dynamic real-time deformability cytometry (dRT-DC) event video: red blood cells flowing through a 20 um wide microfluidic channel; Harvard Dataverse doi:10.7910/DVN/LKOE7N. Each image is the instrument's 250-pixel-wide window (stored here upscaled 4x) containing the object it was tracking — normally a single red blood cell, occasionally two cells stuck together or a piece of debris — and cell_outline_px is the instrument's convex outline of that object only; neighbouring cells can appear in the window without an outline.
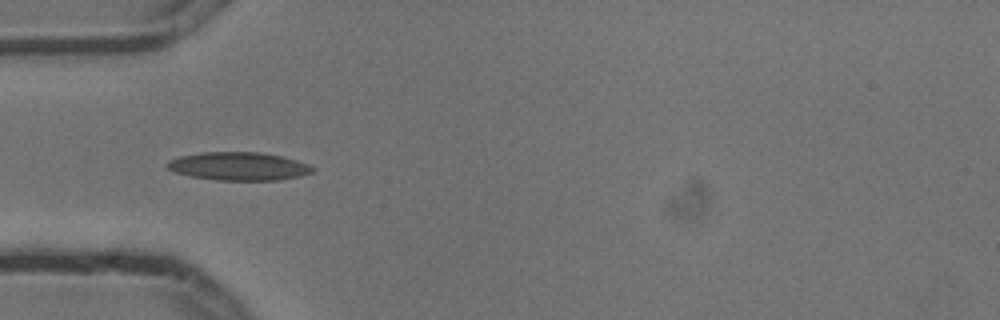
{"species": "common noctule bat (a hibernating species)", "species_latin": "Nyctalus noctula", "temperature_condition": "cold", "stored_images_in_passage": 7, "camera_frame_rate_fps": 3000, "um_per_image_px": 0.085, "animal": {"sex": "male", "body_mass_g": 13.3}, "frame": {"image": 1, "passage_image": 5, "time_ms": 1.333, "image_size_px": [1000, 320], "cell_outline_px": [[316, 168], [312, 172], [300, 176], [280, 180], [216, 180], [192, 176], [176, 172], [168, 168], [164, 164], [168, 160], [180, 156], [200, 152], [260, 152], [280, 156], [296, 160], [308, 164]], "centroid_in_image_um": [20.28, 14.13], "position_along_channel_um": 64.7, "area_um2": 23.87}}
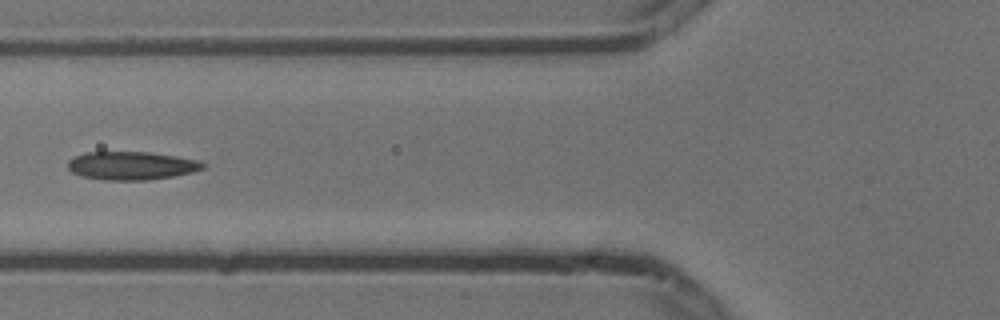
{"frame": {"image": 2, "passage_image": 6, "time_ms": 1.667, "image_size_px": [1000, 320], "cell_outline_px": [[204, 168], [192, 172], [172, 176], [148, 180], [104, 180], [80, 176], [72, 172], [68, 168], [68, 160], [76, 156], [88, 152], [148, 152], [176, 156], [200, 160], [204, 164]], "centroid_in_image_um": [11.17, 14.08], "position_along_channel_um": 114.6, "area_um2": 22.2}}
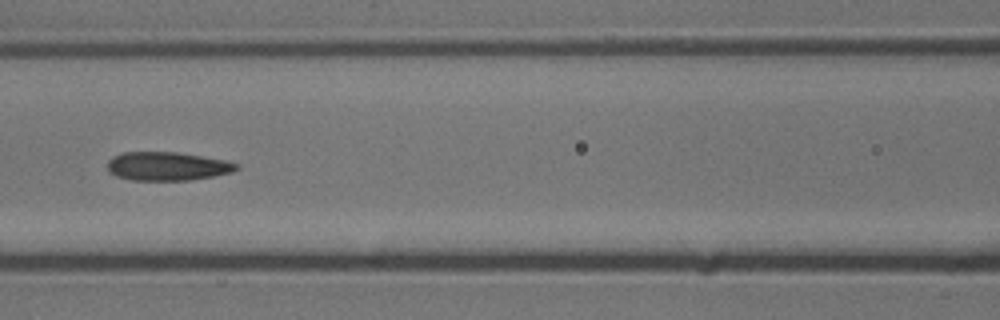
{"frame": {"image": 3, "passage_image": 7, "time_ms": 2.0, "image_size_px": [1000, 320], "cell_outline_px": [[240, 168], [232, 172], [192, 180], [132, 180], [116, 176], [108, 172], [108, 160], [112, 156], [124, 152], [176, 152], [228, 160], [240, 164]], "centroid_in_image_um": [14.24, 14.13], "position_along_channel_um": 152.4, "area_um2": 21.68}}